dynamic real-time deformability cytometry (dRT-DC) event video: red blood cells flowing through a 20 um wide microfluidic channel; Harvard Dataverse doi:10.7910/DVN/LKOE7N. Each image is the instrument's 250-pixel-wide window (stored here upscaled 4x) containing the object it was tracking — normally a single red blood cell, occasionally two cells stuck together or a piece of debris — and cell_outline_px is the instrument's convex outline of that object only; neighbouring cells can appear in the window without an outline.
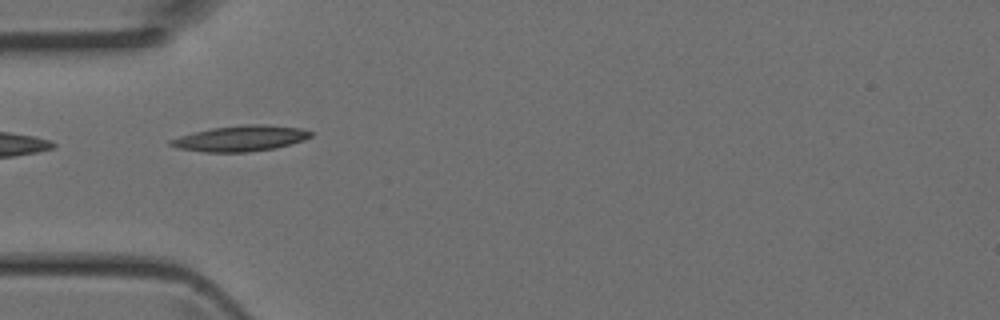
{"species": "Egyptian fruit bat (a non-hibernating species)", "species_latin": "Rousettus aegyptiacus", "temperature_condition": "room temperature", "stored_images_in_passage": 1, "camera_frame_rate_fps": 3000, "um_per_image_px": 0.085, "animal": {"sex": "female"}, "frame": {"image": 1, "passage_image": 1, "time_ms": 0.0, "image_size_px": [1000, 320], "cell_outline_px": [[312, 136], [304, 140], [276, 148], [248, 152], [204, 152], [176, 148], [168, 144], [168, 140], [180, 136], [212, 128], [248, 124], [264, 124], [300, 128], [312, 132]], "centroid_in_image_um": [20.44, 11.77], "position_along_channel_um": 64.6, "area_um2": 20.92}}